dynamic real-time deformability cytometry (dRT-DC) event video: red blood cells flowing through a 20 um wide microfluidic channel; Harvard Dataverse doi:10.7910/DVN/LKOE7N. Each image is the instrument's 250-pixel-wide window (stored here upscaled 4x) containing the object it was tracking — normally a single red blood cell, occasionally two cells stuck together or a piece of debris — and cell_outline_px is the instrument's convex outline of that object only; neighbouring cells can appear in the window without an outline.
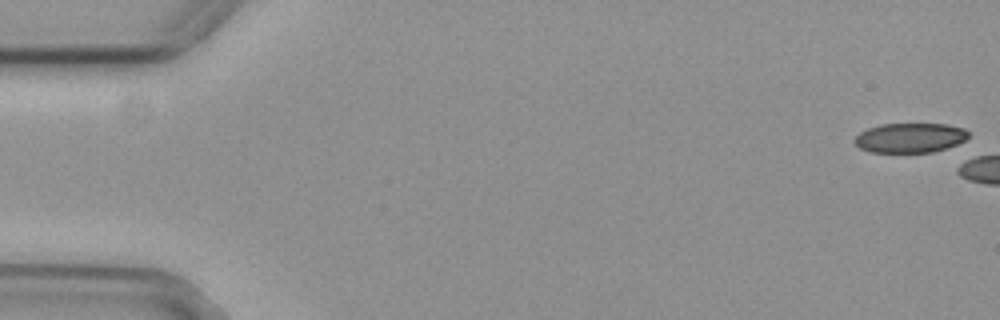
{"species": "common noctule bat (a hibernating species)", "species_latin": "Nyctalus noctula", "temperature_condition": "cold", "stored_images_in_passage": 5, "camera_frame_rate_fps": 3000, "um_per_image_px": 0.085, "animal": {"sex": "female", "body_mass_g": 29.2, "forearm_length_mm": 56.3}, "frame": {"image": 1, "passage_image": 1, "time_ms": 0.0, "image_size_px": [1000, 320], "cell_outline_px": [[968, 136], [964, 140], [948, 148], [932, 152], [868, 152], [860, 148], [852, 140], [860, 132], [868, 128], [880, 124], [948, 124], [964, 128], [968, 132]], "centroid_in_image_um": [77.33, 11.71], "position_along_channel_um": 7.7, "area_um2": 19.71}}